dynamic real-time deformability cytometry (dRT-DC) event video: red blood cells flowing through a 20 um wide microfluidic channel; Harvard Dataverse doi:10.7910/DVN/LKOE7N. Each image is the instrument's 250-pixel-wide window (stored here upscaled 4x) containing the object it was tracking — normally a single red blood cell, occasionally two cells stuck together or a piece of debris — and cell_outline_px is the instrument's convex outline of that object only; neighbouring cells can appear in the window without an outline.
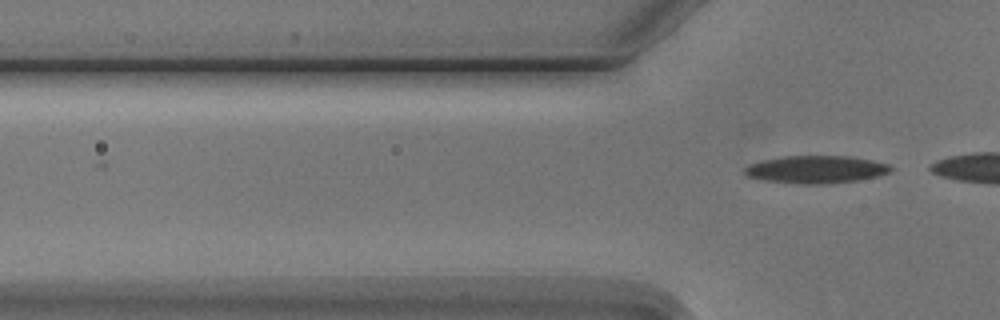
{"species": "Egyptian fruit bat (a non-hibernating species)", "species_latin": "Rousettus aegyptiacus", "temperature_condition": "cold", "stored_images_in_passage": 2, "camera_frame_rate_fps": 3000, "um_per_image_px": 0.085, "animal": {"sex": "male"}, "frame": {"image": 1, "passage_image": 2, "time_ms": 1.0, "image_size_px": [1000, 320], "cell_outline_px": [[892, 172], [876, 176], [856, 180], [824, 184], [800, 184], [764, 180], [748, 176], [744, 172], [744, 168], [748, 164], [764, 160], [784, 156], [844, 156], [868, 160], [888, 164], [892, 168]], "centroid_in_image_um": [69.32, 14.41], "position_along_channel_um": 56.5, "area_um2": 23.18}}